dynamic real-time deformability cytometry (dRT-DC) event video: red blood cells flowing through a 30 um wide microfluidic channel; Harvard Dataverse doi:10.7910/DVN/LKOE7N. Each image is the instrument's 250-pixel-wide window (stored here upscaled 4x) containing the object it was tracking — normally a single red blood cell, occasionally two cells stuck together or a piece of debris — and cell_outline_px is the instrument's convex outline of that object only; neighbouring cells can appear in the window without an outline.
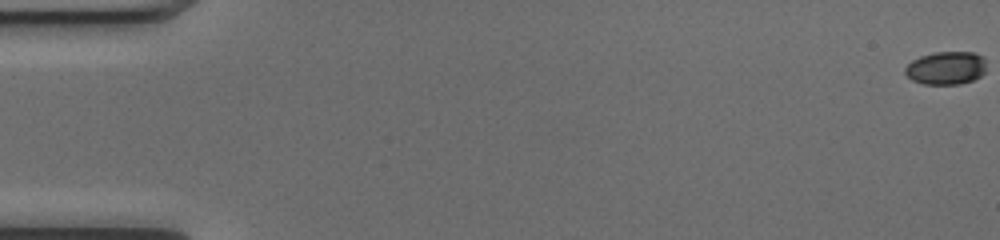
{"species": "common noctule bat (a hibernating species)", "species_latin": "Nyctalus noctula", "temperature_condition": "cold", "stored_images_in_passage": 53, "camera_frame_rate_fps": 3000, "um_per_image_px": 0.085, "animal": {"sex": "female", "body_mass_g": 17.0, "forearm_length_mm": 48.0}, "frame": {"image": 1, "passage_image": 1, "time_ms": 0.0, "image_size_px": [1000, 240], "cell_outline_px": [[984, 72], [980, 76], [972, 80], [960, 84], [924, 84], [912, 80], [904, 72], [904, 68], [912, 60], [920, 56], [936, 52], [972, 52], [984, 56]], "centroid_in_image_um": [80.4, 5.77], "position_along_channel_um": 4.6, "area_um2": 15.61}}
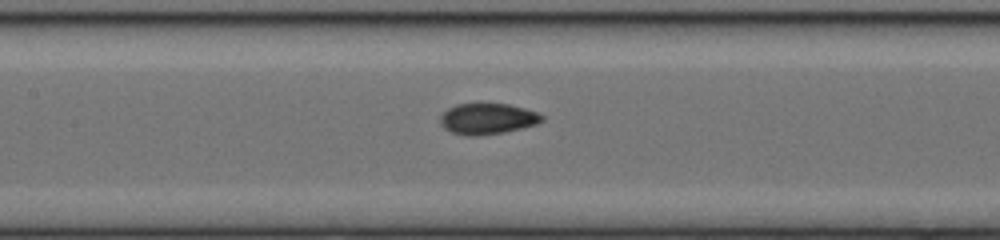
{"frame": {"image": 2, "passage_image": 26, "time_ms": 8.333, "image_size_px": [1000, 240], "cell_outline_px": [[544, 120], [536, 124], [504, 132], [476, 136], [468, 136], [452, 132], [444, 128], [440, 124], [440, 116], [448, 108], [456, 104], [508, 104], [524, 108], [536, 112], [544, 116]], "centroid_in_image_um": [41.42, 10.1], "position_along_channel_um": 166.0, "area_um2": 18.21}}
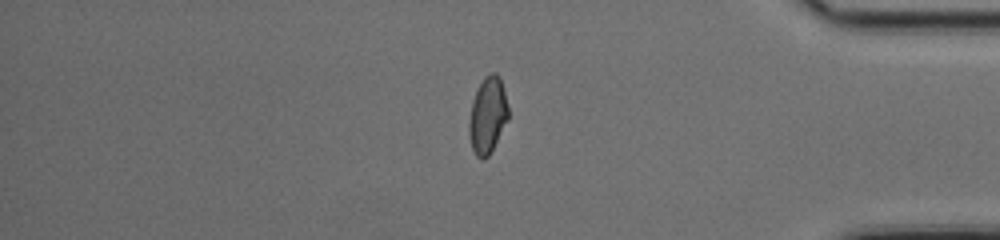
{"frame": {"image": 3, "passage_image": 45, "time_ms": 14.667, "image_size_px": [1000, 240], "cell_outline_px": [[508, 120], [488, 156], [484, 160], [480, 160], [476, 156], [472, 148], [468, 132], [468, 120], [472, 100], [476, 88], [484, 76], [492, 72], [496, 72], [500, 76], [508, 108]], "centroid_in_image_um": [41.42, 9.78], "position_along_channel_um": 393.8, "area_um2": 17.69}, "authors_computed_cell_mechanics": {"area_um2": 17.5712, "velocity_mm_per_s": 4.0421, "shape_relaxation_time_tau1_ms": 7.5142, "shape_relaxation_time_tau2_ms": 1.0569, "deformation_change_tau1": 0.1864, "deformation_change_tau2": 0.0449}}